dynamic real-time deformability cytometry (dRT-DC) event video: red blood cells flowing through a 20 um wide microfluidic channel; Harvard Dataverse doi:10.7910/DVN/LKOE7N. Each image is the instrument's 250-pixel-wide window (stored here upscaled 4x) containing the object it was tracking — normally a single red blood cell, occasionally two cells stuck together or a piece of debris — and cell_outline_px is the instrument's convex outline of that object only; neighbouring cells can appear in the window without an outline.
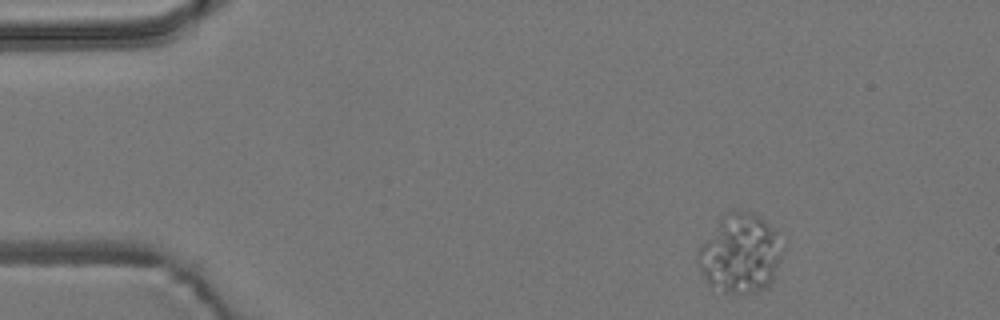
{"species": "common noctule bat (a hibernating species)", "species_latin": "Nyctalus noctula", "temperature_condition": "room temperature", "stored_images_in_passage": 4, "camera_frame_rate_fps": 3000, "um_per_image_px": 0.085, "animal": {"sex": "male", "body_mass_g": 19.2, "forearm_length_mm": 51.8}, "frame": {"image": 1, "passage_image": 1, "time_ms": 0.0, "image_size_px": [1000, 320], "cell_outline_px": [[776, 264], [772, 280], [768, 288], [736, 296], [724, 292], [708, 284], [700, 268], [696, 252], [700, 244], [720, 216], [732, 208], [752, 212], [760, 216], [776, 232]], "centroid_in_image_um": [62.8, 21.53], "position_along_channel_um": 22.2, "area_um2": 38.44}}
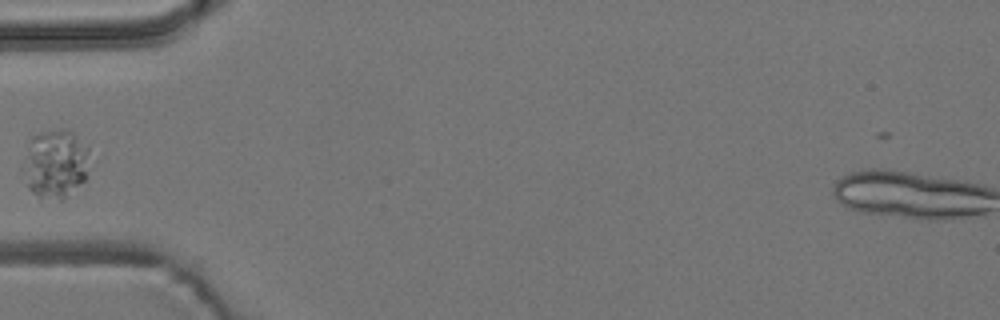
{"frame": {"image": 2, "passage_image": 4, "time_ms": 1.0, "image_size_px": [1000, 320], "cell_outline_px": [[88, 176], [64, 200], [40, 204], [28, 188], [20, 168], [20, 164], [32, 136], [40, 132], [60, 128], [64, 128], [72, 132], [88, 144]], "centroid_in_image_um": [4.66, 14.0], "position_along_channel_um": 80.3, "area_um2": 28.21}}